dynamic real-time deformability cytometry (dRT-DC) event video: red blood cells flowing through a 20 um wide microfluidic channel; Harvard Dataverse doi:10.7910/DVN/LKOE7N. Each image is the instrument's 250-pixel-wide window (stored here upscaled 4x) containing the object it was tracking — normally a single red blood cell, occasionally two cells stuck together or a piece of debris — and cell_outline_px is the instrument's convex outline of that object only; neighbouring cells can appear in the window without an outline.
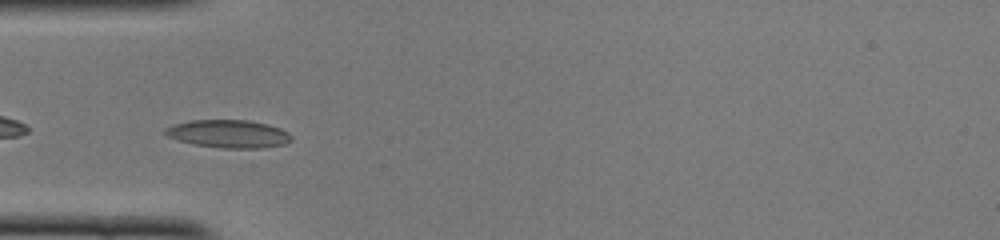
{"species": "common noctule bat (a hibernating species)", "species_latin": "Nyctalus noctula", "temperature_condition": "cold", "stored_images_in_passage": 36, "camera_frame_rate_fps": 3000, "um_per_image_px": 0.085, "animal": {"sex": "female", "body_mass_g": 22.0, "forearm_length_mm": 56.7}, "frame": {"image": 1, "passage_image": 2, "time_ms": 0.333, "image_size_px": [1000, 240], "cell_outline_px": [[292, 140], [284, 144], [264, 148], [220, 148], [192, 144], [168, 136], [164, 132], [164, 128], [176, 124], [192, 120], [248, 120], [268, 124], [280, 128], [288, 132], [292, 136]], "centroid_in_image_um": [19.46, 11.38], "position_along_channel_um": 65.5, "area_um2": 20.52}}
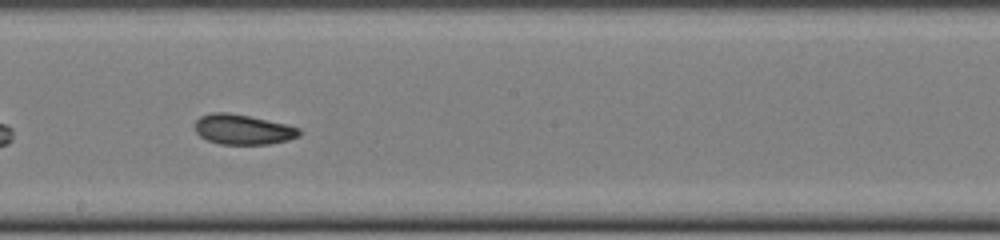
{"frame": {"image": 2, "passage_image": 14, "time_ms": 4.333, "image_size_px": [1000, 240], "cell_outline_px": [[300, 136], [288, 140], [268, 144], [220, 144], [208, 140], [200, 136], [196, 132], [196, 120], [200, 116], [212, 112], [228, 112], [288, 124], [300, 128]], "centroid_in_image_um": [20.66, 11.0], "position_along_channel_um": 227.5, "area_um2": 18.26}}
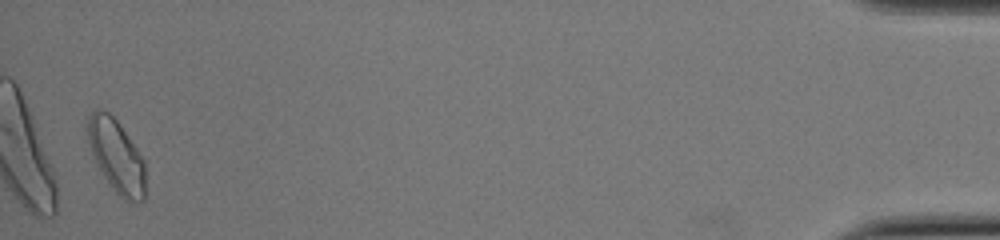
{"frame": {"image": 3, "passage_image": 35, "time_ms": 11.333, "image_size_px": [1000, 240], "cell_outline_px": [[144, 200], [136, 204], [128, 204], [112, 188], [104, 176], [92, 152], [88, 140], [88, 116], [96, 108], [108, 112], [116, 120], [136, 148], [144, 160]], "centroid_in_image_um": [9.91, 13.31], "position_along_channel_um": 425.3, "area_um2": 24.1}, "authors_computed_cell_mechanics": {"area_um2": 18.8428, "velocity_mm_per_s": 4.0614, "shape_relaxation_time_tau1_ms": 4.1311, "shape_relaxation_time_tau2_ms": 3.3115, "deformation_change_tau1": 0.0936, "deformation_change_tau2": 0.0837}}